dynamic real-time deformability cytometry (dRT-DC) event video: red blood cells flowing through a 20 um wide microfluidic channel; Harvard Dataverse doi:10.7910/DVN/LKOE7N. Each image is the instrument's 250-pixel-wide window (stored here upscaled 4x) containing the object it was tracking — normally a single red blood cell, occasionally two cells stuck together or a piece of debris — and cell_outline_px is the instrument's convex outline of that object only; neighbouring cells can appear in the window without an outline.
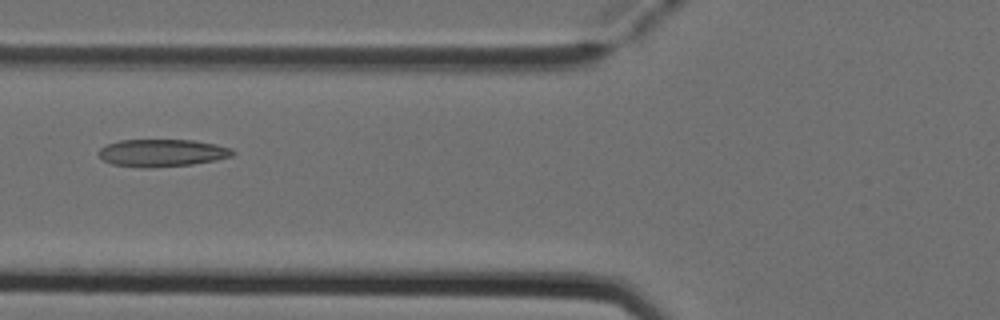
{"species": "Egyptian fruit bat (a non-hibernating species)", "species_latin": "Rousettus aegyptiacus", "temperature_condition": "cold", "stored_images_in_passage": 6, "camera_frame_rate_fps": 3000, "um_per_image_px": 0.085, "animal": {"sex": "female"}, "frame": {"image": 1, "passage_image": 5, "time_ms": 1.333, "image_size_px": [1000, 320], "cell_outline_px": [[236, 152], [232, 156], [216, 160], [192, 164], [152, 168], [140, 168], [112, 164], [104, 160], [96, 152], [100, 148], [108, 144], [120, 140], [192, 140], [216, 144], [232, 148]], "centroid_in_image_um": [13.78, 13.0], "position_along_channel_um": 112.0, "area_um2": 21.56}}
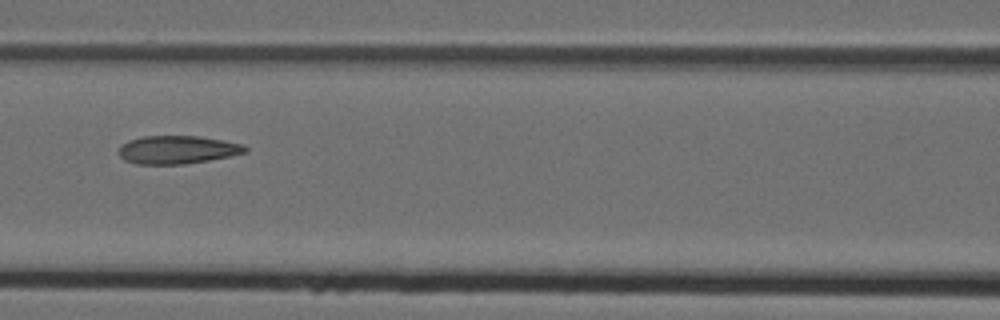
{"frame": {"image": 2, "passage_image": 6, "time_ms": 1.667, "image_size_px": [1000, 320], "cell_outline_px": [[248, 152], [208, 160], [184, 164], [136, 164], [124, 160], [120, 156], [120, 144], [128, 140], [144, 136], [200, 136], [224, 140], [244, 144], [248, 148]], "centroid_in_image_um": [15.09, 12.72], "position_along_channel_um": 151.5, "area_um2": 20.81}}